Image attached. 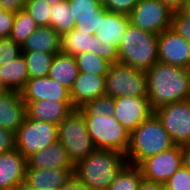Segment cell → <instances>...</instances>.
Listing matches in <instances>:
<instances>
[{
	"label": "cell",
	"instance_id": "cell-1",
	"mask_svg": "<svg viewBox=\"0 0 190 190\" xmlns=\"http://www.w3.org/2000/svg\"><path fill=\"white\" fill-rule=\"evenodd\" d=\"M147 97L153 110L190 99V69L157 62L146 71Z\"/></svg>",
	"mask_w": 190,
	"mask_h": 190
},
{
	"label": "cell",
	"instance_id": "cell-2",
	"mask_svg": "<svg viewBox=\"0 0 190 190\" xmlns=\"http://www.w3.org/2000/svg\"><path fill=\"white\" fill-rule=\"evenodd\" d=\"M127 163L125 155L108 149H95L74 165L73 175L90 190H108L117 173Z\"/></svg>",
	"mask_w": 190,
	"mask_h": 190
},
{
	"label": "cell",
	"instance_id": "cell-3",
	"mask_svg": "<svg viewBox=\"0 0 190 190\" xmlns=\"http://www.w3.org/2000/svg\"><path fill=\"white\" fill-rule=\"evenodd\" d=\"M118 62L146 72L158 62V35L129 23L118 47Z\"/></svg>",
	"mask_w": 190,
	"mask_h": 190
},
{
	"label": "cell",
	"instance_id": "cell-4",
	"mask_svg": "<svg viewBox=\"0 0 190 190\" xmlns=\"http://www.w3.org/2000/svg\"><path fill=\"white\" fill-rule=\"evenodd\" d=\"M175 144L155 114L130 133L126 152L128 164L138 165L145 158L155 156Z\"/></svg>",
	"mask_w": 190,
	"mask_h": 190
},
{
	"label": "cell",
	"instance_id": "cell-5",
	"mask_svg": "<svg viewBox=\"0 0 190 190\" xmlns=\"http://www.w3.org/2000/svg\"><path fill=\"white\" fill-rule=\"evenodd\" d=\"M58 141L66 149L73 165L96 149L90 139L84 115L79 109H74L58 124Z\"/></svg>",
	"mask_w": 190,
	"mask_h": 190
},
{
	"label": "cell",
	"instance_id": "cell-6",
	"mask_svg": "<svg viewBox=\"0 0 190 190\" xmlns=\"http://www.w3.org/2000/svg\"><path fill=\"white\" fill-rule=\"evenodd\" d=\"M87 130L96 149H108L126 155L130 133L114 116H84Z\"/></svg>",
	"mask_w": 190,
	"mask_h": 190
},
{
	"label": "cell",
	"instance_id": "cell-7",
	"mask_svg": "<svg viewBox=\"0 0 190 190\" xmlns=\"http://www.w3.org/2000/svg\"><path fill=\"white\" fill-rule=\"evenodd\" d=\"M106 95L147 97L146 72L120 62L112 63L105 75Z\"/></svg>",
	"mask_w": 190,
	"mask_h": 190
},
{
	"label": "cell",
	"instance_id": "cell-8",
	"mask_svg": "<svg viewBox=\"0 0 190 190\" xmlns=\"http://www.w3.org/2000/svg\"><path fill=\"white\" fill-rule=\"evenodd\" d=\"M58 141V125L34 120L25 116L15 133V149L26 159Z\"/></svg>",
	"mask_w": 190,
	"mask_h": 190
},
{
	"label": "cell",
	"instance_id": "cell-9",
	"mask_svg": "<svg viewBox=\"0 0 190 190\" xmlns=\"http://www.w3.org/2000/svg\"><path fill=\"white\" fill-rule=\"evenodd\" d=\"M154 114L175 145L190 143V99L163 105Z\"/></svg>",
	"mask_w": 190,
	"mask_h": 190
},
{
	"label": "cell",
	"instance_id": "cell-10",
	"mask_svg": "<svg viewBox=\"0 0 190 190\" xmlns=\"http://www.w3.org/2000/svg\"><path fill=\"white\" fill-rule=\"evenodd\" d=\"M172 15L160 0H139L128 17L132 25L158 35L171 28Z\"/></svg>",
	"mask_w": 190,
	"mask_h": 190
},
{
	"label": "cell",
	"instance_id": "cell-11",
	"mask_svg": "<svg viewBox=\"0 0 190 190\" xmlns=\"http://www.w3.org/2000/svg\"><path fill=\"white\" fill-rule=\"evenodd\" d=\"M143 179L164 184L182 166V147L174 145L163 152L145 158L137 165Z\"/></svg>",
	"mask_w": 190,
	"mask_h": 190
},
{
	"label": "cell",
	"instance_id": "cell-12",
	"mask_svg": "<svg viewBox=\"0 0 190 190\" xmlns=\"http://www.w3.org/2000/svg\"><path fill=\"white\" fill-rule=\"evenodd\" d=\"M129 17L124 14L106 11L100 24V31L95 33L103 48V58L108 62H118V47L124 37Z\"/></svg>",
	"mask_w": 190,
	"mask_h": 190
},
{
	"label": "cell",
	"instance_id": "cell-13",
	"mask_svg": "<svg viewBox=\"0 0 190 190\" xmlns=\"http://www.w3.org/2000/svg\"><path fill=\"white\" fill-rule=\"evenodd\" d=\"M114 103L113 116L129 133L154 114L148 97L121 96L114 98Z\"/></svg>",
	"mask_w": 190,
	"mask_h": 190
},
{
	"label": "cell",
	"instance_id": "cell-14",
	"mask_svg": "<svg viewBox=\"0 0 190 190\" xmlns=\"http://www.w3.org/2000/svg\"><path fill=\"white\" fill-rule=\"evenodd\" d=\"M158 61L190 69V43L171 28L158 34Z\"/></svg>",
	"mask_w": 190,
	"mask_h": 190
},
{
	"label": "cell",
	"instance_id": "cell-15",
	"mask_svg": "<svg viewBox=\"0 0 190 190\" xmlns=\"http://www.w3.org/2000/svg\"><path fill=\"white\" fill-rule=\"evenodd\" d=\"M20 92L24 102L39 100L71 102L70 90L50 77L29 79Z\"/></svg>",
	"mask_w": 190,
	"mask_h": 190
},
{
	"label": "cell",
	"instance_id": "cell-16",
	"mask_svg": "<svg viewBox=\"0 0 190 190\" xmlns=\"http://www.w3.org/2000/svg\"><path fill=\"white\" fill-rule=\"evenodd\" d=\"M104 95H106L105 75L79 72L70 89V99L74 109H79Z\"/></svg>",
	"mask_w": 190,
	"mask_h": 190
},
{
	"label": "cell",
	"instance_id": "cell-17",
	"mask_svg": "<svg viewBox=\"0 0 190 190\" xmlns=\"http://www.w3.org/2000/svg\"><path fill=\"white\" fill-rule=\"evenodd\" d=\"M27 159L17 150L0 154V190L21 187L25 183Z\"/></svg>",
	"mask_w": 190,
	"mask_h": 190
},
{
	"label": "cell",
	"instance_id": "cell-18",
	"mask_svg": "<svg viewBox=\"0 0 190 190\" xmlns=\"http://www.w3.org/2000/svg\"><path fill=\"white\" fill-rule=\"evenodd\" d=\"M26 116V107L20 91H0V127L16 133Z\"/></svg>",
	"mask_w": 190,
	"mask_h": 190
},
{
	"label": "cell",
	"instance_id": "cell-19",
	"mask_svg": "<svg viewBox=\"0 0 190 190\" xmlns=\"http://www.w3.org/2000/svg\"><path fill=\"white\" fill-rule=\"evenodd\" d=\"M24 103L28 118L55 125H58L74 110L72 102L39 100Z\"/></svg>",
	"mask_w": 190,
	"mask_h": 190
},
{
	"label": "cell",
	"instance_id": "cell-20",
	"mask_svg": "<svg viewBox=\"0 0 190 190\" xmlns=\"http://www.w3.org/2000/svg\"><path fill=\"white\" fill-rule=\"evenodd\" d=\"M26 169H74L66 149L57 141L27 158Z\"/></svg>",
	"mask_w": 190,
	"mask_h": 190
},
{
	"label": "cell",
	"instance_id": "cell-21",
	"mask_svg": "<svg viewBox=\"0 0 190 190\" xmlns=\"http://www.w3.org/2000/svg\"><path fill=\"white\" fill-rule=\"evenodd\" d=\"M73 172L74 169H26L24 186L34 190H59Z\"/></svg>",
	"mask_w": 190,
	"mask_h": 190
},
{
	"label": "cell",
	"instance_id": "cell-22",
	"mask_svg": "<svg viewBox=\"0 0 190 190\" xmlns=\"http://www.w3.org/2000/svg\"><path fill=\"white\" fill-rule=\"evenodd\" d=\"M61 52L72 56L92 52L103 58V48L99 39L75 28L61 35Z\"/></svg>",
	"mask_w": 190,
	"mask_h": 190
},
{
	"label": "cell",
	"instance_id": "cell-23",
	"mask_svg": "<svg viewBox=\"0 0 190 190\" xmlns=\"http://www.w3.org/2000/svg\"><path fill=\"white\" fill-rule=\"evenodd\" d=\"M21 50L48 54L60 53L61 36L51 26L38 27L21 45Z\"/></svg>",
	"mask_w": 190,
	"mask_h": 190
},
{
	"label": "cell",
	"instance_id": "cell-24",
	"mask_svg": "<svg viewBox=\"0 0 190 190\" xmlns=\"http://www.w3.org/2000/svg\"><path fill=\"white\" fill-rule=\"evenodd\" d=\"M28 80L29 73L23 54L4 66H0V86L2 89L21 91Z\"/></svg>",
	"mask_w": 190,
	"mask_h": 190
},
{
	"label": "cell",
	"instance_id": "cell-25",
	"mask_svg": "<svg viewBox=\"0 0 190 190\" xmlns=\"http://www.w3.org/2000/svg\"><path fill=\"white\" fill-rule=\"evenodd\" d=\"M78 74L79 69L74 56L62 52L55 54L48 77L56 80L70 90Z\"/></svg>",
	"mask_w": 190,
	"mask_h": 190
},
{
	"label": "cell",
	"instance_id": "cell-26",
	"mask_svg": "<svg viewBox=\"0 0 190 190\" xmlns=\"http://www.w3.org/2000/svg\"><path fill=\"white\" fill-rule=\"evenodd\" d=\"M75 25L76 20L72 18L68 0L51 5L50 26L56 30L60 36L73 30Z\"/></svg>",
	"mask_w": 190,
	"mask_h": 190
},
{
	"label": "cell",
	"instance_id": "cell-27",
	"mask_svg": "<svg viewBox=\"0 0 190 190\" xmlns=\"http://www.w3.org/2000/svg\"><path fill=\"white\" fill-rule=\"evenodd\" d=\"M142 180L140 168L126 163L110 183L108 190H138Z\"/></svg>",
	"mask_w": 190,
	"mask_h": 190
},
{
	"label": "cell",
	"instance_id": "cell-28",
	"mask_svg": "<svg viewBox=\"0 0 190 190\" xmlns=\"http://www.w3.org/2000/svg\"><path fill=\"white\" fill-rule=\"evenodd\" d=\"M26 60L29 79L48 77L55 54L37 51H22Z\"/></svg>",
	"mask_w": 190,
	"mask_h": 190
},
{
	"label": "cell",
	"instance_id": "cell-29",
	"mask_svg": "<svg viewBox=\"0 0 190 190\" xmlns=\"http://www.w3.org/2000/svg\"><path fill=\"white\" fill-rule=\"evenodd\" d=\"M37 29L38 25L35 21L24 9H21L15 13L13 28L9 37L16 43L22 45Z\"/></svg>",
	"mask_w": 190,
	"mask_h": 190
},
{
	"label": "cell",
	"instance_id": "cell-30",
	"mask_svg": "<svg viewBox=\"0 0 190 190\" xmlns=\"http://www.w3.org/2000/svg\"><path fill=\"white\" fill-rule=\"evenodd\" d=\"M79 72L106 75L110 62L92 52H85L74 56Z\"/></svg>",
	"mask_w": 190,
	"mask_h": 190
},
{
	"label": "cell",
	"instance_id": "cell-31",
	"mask_svg": "<svg viewBox=\"0 0 190 190\" xmlns=\"http://www.w3.org/2000/svg\"><path fill=\"white\" fill-rule=\"evenodd\" d=\"M72 18L102 16L107 10L102 6L101 0H68Z\"/></svg>",
	"mask_w": 190,
	"mask_h": 190
},
{
	"label": "cell",
	"instance_id": "cell-32",
	"mask_svg": "<svg viewBox=\"0 0 190 190\" xmlns=\"http://www.w3.org/2000/svg\"><path fill=\"white\" fill-rule=\"evenodd\" d=\"M84 116H113L115 110L114 98L108 95L98 97L79 108Z\"/></svg>",
	"mask_w": 190,
	"mask_h": 190
},
{
	"label": "cell",
	"instance_id": "cell-33",
	"mask_svg": "<svg viewBox=\"0 0 190 190\" xmlns=\"http://www.w3.org/2000/svg\"><path fill=\"white\" fill-rule=\"evenodd\" d=\"M24 10L38 27L50 26L51 5L44 0H27Z\"/></svg>",
	"mask_w": 190,
	"mask_h": 190
},
{
	"label": "cell",
	"instance_id": "cell-34",
	"mask_svg": "<svg viewBox=\"0 0 190 190\" xmlns=\"http://www.w3.org/2000/svg\"><path fill=\"white\" fill-rule=\"evenodd\" d=\"M22 54L21 45L10 37L0 38V66L13 61Z\"/></svg>",
	"mask_w": 190,
	"mask_h": 190
},
{
	"label": "cell",
	"instance_id": "cell-35",
	"mask_svg": "<svg viewBox=\"0 0 190 190\" xmlns=\"http://www.w3.org/2000/svg\"><path fill=\"white\" fill-rule=\"evenodd\" d=\"M164 185L166 190H190V171L182 166Z\"/></svg>",
	"mask_w": 190,
	"mask_h": 190
},
{
	"label": "cell",
	"instance_id": "cell-36",
	"mask_svg": "<svg viewBox=\"0 0 190 190\" xmlns=\"http://www.w3.org/2000/svg\"><path fill=\"white\" fill-rule=\"evenodd\" d=\"M102 6L111 12L129 15L139 0H101Z\"/></svg>",
	"mask_w": 190,
	"mask_h": 190
},
{
	"label": "cell",
	"instance_id": "cell-37",
	"mask_svg": "<svg viewBox=\"0 0 190 190\" xmlns=\"http://www.w3.org/2000/svg\"><path fill=\"white\" fill-rule=\"evenodd\" d=\"M102 16H87V17H78L76 20L75 29L80 32H85L90 35H95L96 32L100 31V24Z\"/></svg>",
	"mask_w": 190,
	"mask_h": 190
},
{
	"label": "cell",
	"instance_id": "cell-38",
	"mask_svg": "<svg viewBox=\"0 0 190 190\" xmlns=\"http://www.w3.org/2000/svg\"><path fill=\"white\" fill-rule=\"evenodd\" d=\"M171 29L190 43V19L180 12L173 13Z\"/></svg>",
	"mask_w": 190,
	"mask_h": 190
},
{
	"label": "cell",
	"instance_id": "cell-39",
	"mask_svg": "<svg viewBox=\"0 0 190 190\" xmlns=\"http://www.w3.org/2000/svg\"><path fill=\"white\" fill-rule=\"evenodd\" d=\"M14 11L5 10L0 14V38L9 37L15 19Z\"/></svg>",
	"mask_w": 190,
	"mask_h": 190
},
{
	"label": "cell",
	"instance_id": "cell-40",
	"mask_svg": "<svg viewBox=\"0 0 190 190\" xmlns=\"http://www.w3.org/2000/svg\"><path fill=\"white\" fill-rule=\"evenodd\" d=\"M15 149V133L0 127V154Z\"/></svg>",
	"mask_w": 190,
	"mask_h": 190
},
{
	"label": "cell",
	"instance_id": "cell-41",
	"mask_svg": "<svg viewBox=\"0 0 190 190\" xmlns=\"http://www.w3.org/2000/svg\"><path fill=\"white\" fill-rule=\"evenodd\" d=\"M59 190H90L74 175H72L67 182H65Z\"/></svg>",
	"mask_w": 190,
	"mask_h": 190
},
{
	"label": "cell",
	"instance_id": "cell-42",
	"mask_svg": "<svg viewBox=\"0 0 190 190\" xmlns=\"http://www.w3.org/2000/svg\"><path fill=\"white\" fill-rule=\"evenodd\" d=\"M27 0H0V5L5 10L17 12L18 10L24 9Z\"/></svg>",
	"mask_w": 190,
	"mask_h": 190
},
{
	"label": "cell",
	"instance_id": "cell-43",
	"mask_svg": "<svg viewBox=\"0 0 190 190\" xmlns=\"http://www.w3.org/2000/svg\"><path fill=\"white\" fill-rule=\"evenodd\" d=\"M138 190H165V185L159 182H151L143 179Z\"/></svg>",
	"mask_w": 190,
	"mask_h": 190
},
{
	"label": "cell",
	"instance_id": "cell-44",
	"mask_svg": "<svg viewBox=\"0 0 190 190\" xmlns=\"http://www.w3.org/2000/svg\"><path fill=\"white\" fill-rule=\"evenodd\" d=\"M171 12H180L185 0H160Z\"/></svg>",
	"mask_w": 190,
	"mask_h": 190
},
{
	"label": "cell",
	"instance_id": "cell-45",
	"mask_svg": "<svg viewBox=\"0 0 190 190\" xmlns=\"http://www.w3.org/2000/svg\"><path fill=\"white\" fill-rule=\"evenodd\" d=\"M181 147L183 166L190 171V143Z\"/></svg>",
	"mask_w": 190,
	"mask_h": 190
},
{
	"label": "cell",
	"instance_id": "cell-46",
	"mask_svg": "<svg viewBox=\"0 0 190 190\" xmlns=\"http://www.w3.org/2000/svg\"><path fill=\"white\" fill-rule=\"evenodd\" d=\"M180 13L190 19V0L184 1Z\"/></svg>",
	"mask_w": 190,
	"mask_h": 190
},
{
	"label": "cell",
	"instance_id": "cell-47",
	"mask_svg": "<svg viewBox=\"0 0 190 190\" xmlns=\"http://www.w3.org/2000/svg\"><path fill=\"white\" fill-rule=\"evenodd\" d=\"M44 1H46L50 5H52V4H56V3H59V2L65 1V0H44Z\"/></svg>",
	"mask_w": 190,
	"mask_h": 190
},
{
	"label": "cell",
	"instance_id": "cell-48",
	"mask_svg": "<svg viewBox=\"0 0 190 190\" xmlns=\"http://www.w3.org/2000/svg\"><path fill=\"white\" fill-rule=\"evenodd\" d=\"M10 190H27V187L22 185L21 187L15 188V189H10Z\"/></svg>",
	"mask_w": 190,
	"mask_h": 190
},
{
	"label": "cell",
	"instance_id": "cell-49",
	"mask_svg": "<svg viewBox=\"0 0 190 190\" xmlns=\"http://www.w3.org/2000/svg\"><path fill=\"white\" fill-rule=\"evenodd\" d=\"M5 11L4 7L0 5V14Z\"/></svg>",
	"mask_w": 190,
	"mask_h": 190
}]
</instances>
